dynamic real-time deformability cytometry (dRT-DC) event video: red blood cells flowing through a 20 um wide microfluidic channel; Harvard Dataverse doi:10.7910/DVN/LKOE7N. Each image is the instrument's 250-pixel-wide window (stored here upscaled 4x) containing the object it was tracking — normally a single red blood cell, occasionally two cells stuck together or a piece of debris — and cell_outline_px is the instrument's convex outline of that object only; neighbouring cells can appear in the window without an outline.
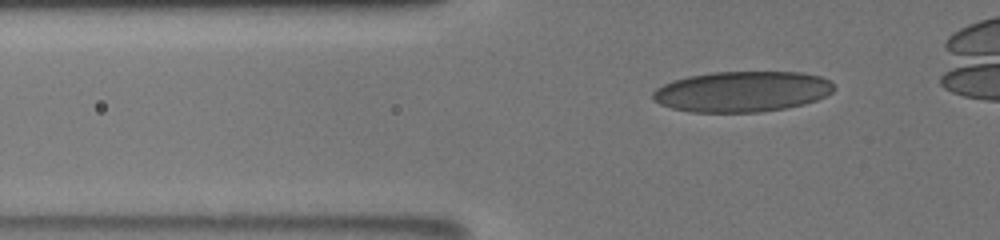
{"species": "human", "species_latin": "Homo sapiens", "temperature_condition": "room temperature", "stored_images_in_passage": 24, "camera_frame_rate_fps": 3000, "um_per_image_px": 0.085, "donor": {"sex": "male"}, "frame": {"image": 1, "passage_image": 6, "time_ms": 2.0, "image_size_px": [1000, 240], "cell_outline_px": [[836, 88], [832, 92], [816, 100], [804, 104], [784, 108], [760, 112], [692, 112], [672, 108], [660, 104], [652, 100], [652, 92], [656, 88], [664, 84], [688, 76], [712, 72], [800, 72], [820, 76], [832, 80]], "centroid_in_image_um": [63.09, 7.78], "position_along_channel_um": 62.7, "area_um2": 43.0}}
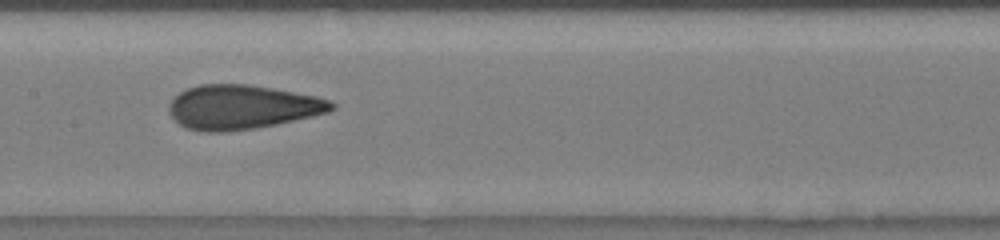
{"frame": {"image": 2, "passage_image": 14, "time_ms": 5.667, "image_size_px": [1000, 240], "cell_outline_px": [[336, 108], [328, 112], [312, 116], [276, 124], [252, 128], [224, 132], [204, 132], [184, 128], [168, 112], [168, 104], [180, 92], [188, 88], [200, 84], [248, 84], [272, 88], [316, 96], [328, 100], [336, 104]], "centroid_in_image_um": [20.56, 9.1], "position_along_channel_um": 186.8, "area_um2": 41.79}}
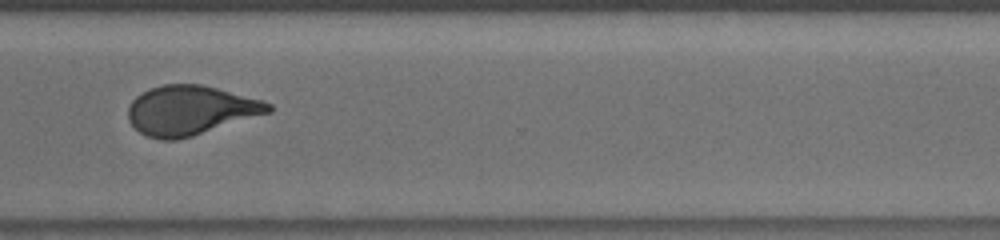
{"frame": {"image": 3, "passage_image": 21, "time_ms": 10.0, "image_size_px": [1000, 240], "cell_outline_px": [[272, 112], [192, 136], [176, 140], [160, 140], [148, 136], [140, 132], [128, 120], [128, 108], [132, 100], [136, 96], [152, 88], [164, 84], [200, 84], [216, 88], [260, 100], [272, 104]], "centroid_in_image_um": [16.17, 9.39], "position_along_channel_um": 354.4, "area_um2": 40.0}, "authors_computed_cell_mechanics": {"area_um2": 41.616, "velocity_mm_per_s": 3.8819, "shape_relaxation_time_tau1_ms": 8.2473, "shape_relaxation_time_tau2_ms": 1.1286, "deformation_change_tau1": 0.2147, "deformation_change_tau2": 0.0674}}